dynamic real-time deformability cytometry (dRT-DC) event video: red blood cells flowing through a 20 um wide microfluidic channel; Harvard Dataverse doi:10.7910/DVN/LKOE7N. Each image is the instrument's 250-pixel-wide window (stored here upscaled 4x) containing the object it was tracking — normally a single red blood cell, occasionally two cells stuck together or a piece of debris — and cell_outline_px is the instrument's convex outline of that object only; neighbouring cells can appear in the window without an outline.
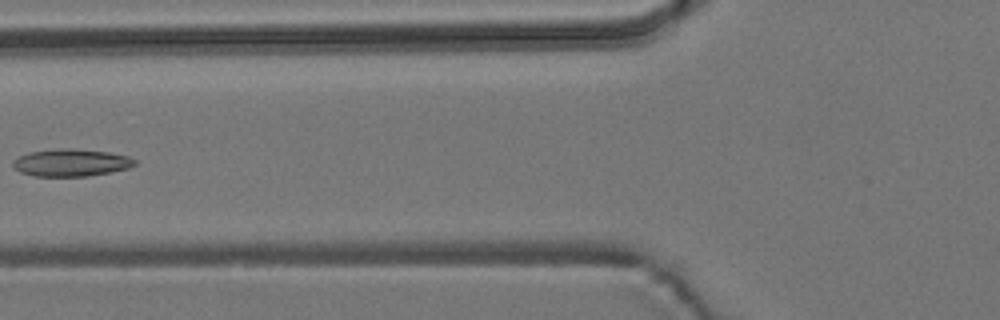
{"species": "common noctule bat (a hibernating species)", "species_latin": "Nyctalus noctula", "temperature_condition": "room temperature", "stored_images_in_passage": 6, "camera_frame_rate_fps": 3000, "um_per_image_px": 0.085, "animal": {"sex": "male", "body_mass_g": 19.2, "forearm_length_mm": 51.8}, "frame": {"image": 1, "passage_image": 5, "time_ms": 1.333, "image_size_px": [1000, 320], "cell_outline_px": [[136, 164], [128, 168], [88, 176], [36, 176], [20, 172], [12, 164], [12, 160], [28, 152], [60, 148], [72, 148], [108, 152], [128, 156], [136, 160]], "centroid_in_image_um": [6.03, 13.82], "position_along_channel_um": 119.8, "area_um2": 19.31}}
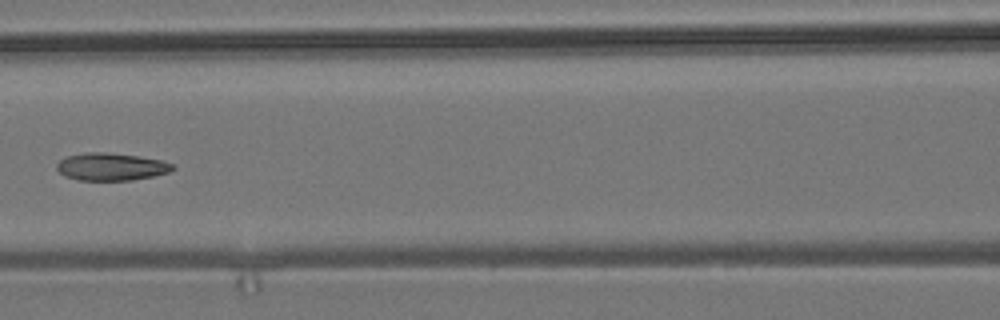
{"frame": {"image": 2, "passage_image": 6, "time_ms": 1.667, "image_size_px": [1000, 320], "cell_outline_px": [[176, 168], [168, 172], [152, 176], [132, 180], [80, 180], [64, 176], [56, 168], [56, 164], [60, 160], [68, 156], [88, 152], [104, 152], [136, 156], [160, 160], [176, 164]], "centroid_in_image_um": [9.45, 14.17], "position_along_channel_um": 157.1, "area_um2": 18.44}}